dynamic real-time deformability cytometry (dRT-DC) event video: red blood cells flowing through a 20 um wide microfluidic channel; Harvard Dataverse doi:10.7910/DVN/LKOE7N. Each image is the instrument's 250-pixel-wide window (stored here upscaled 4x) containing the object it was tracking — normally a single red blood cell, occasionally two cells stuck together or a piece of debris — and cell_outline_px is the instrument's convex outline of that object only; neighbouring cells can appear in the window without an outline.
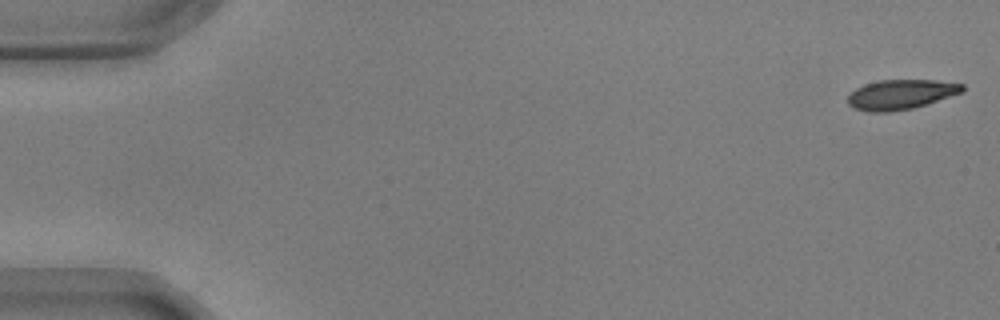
{"species": "common noctule bat (a hibernating species)", "species_latin": "Nyctalus noctula", "temperature_condition": "warm", "stored_images_in_passage": 46, "camera_frame_rate_fps": 3000, "um_per_image_px": 0.085, "animal": {"sex": "male", "body_mass_g": 17.9, "forearm_length_mm": 54.2}, "frame": {"image": 1, "passage_image": 1, "time_ms": 0.0, "image_size_px": [1000, 320], "cell_outline_px": [[964, 92], [912, 108], [892, 112], [868, 112], [856, 108], [848, 104], [848, 96], [856, 88], [864, 84], [880, 80], [936, 80], [964, 84]], "centroid_in_image_um": [76.58, 8.02], "position_along_channel_um": 8.4, "area_um2": 19.83}}
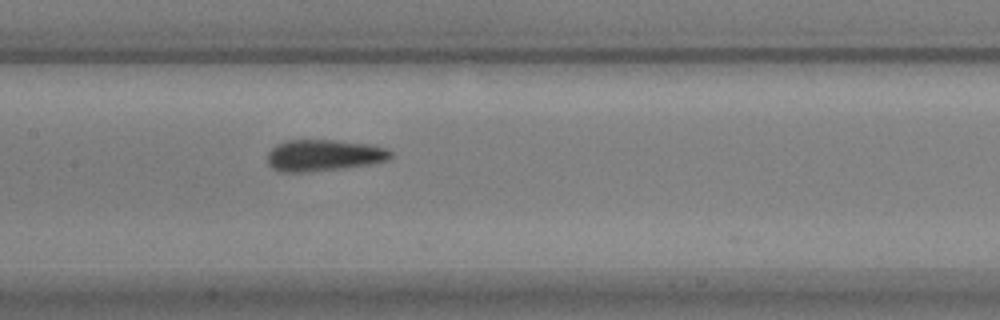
{"frame": {"image": 2, "passage_image": 27, "time_ms": 8.667, "image_size_px": [1000, 320], "cell_outline_px": [[392, 156], [388, 160], [372, 164], [344, 168], [308, 172], [280, 172], [272, 168], [268, 164], [268, 152], [276, 144], [288, 140], [332, 140], [368, 144], [384, 148], [392, 152]], "centroid_in_image_um": [27.5, 13.21], "position_along_channel_um": 179.9, "area_um2": 22.66}}
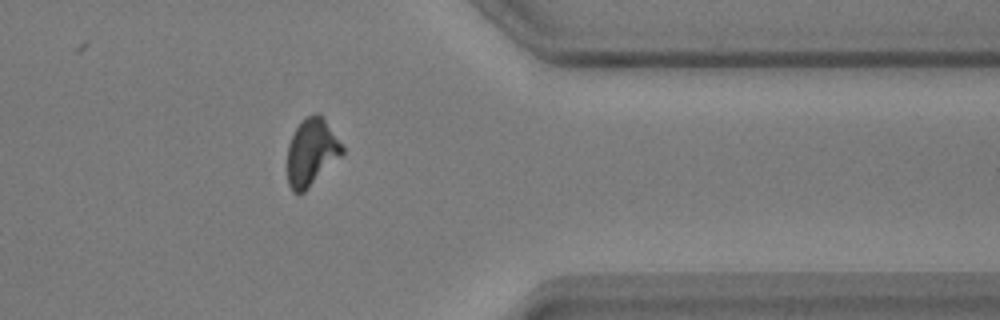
{"frame": {"image": 3, "passage_image": 45, "time_ms": 14.667, "image_size_px": [1000, 320], "cell_outline_px": [[344, 152], [304, 192], [292, 192], [288, 184], [288, 144], [296, 128], [308, 116], [316, 112], [320, 112], [324, 116], [344, 148]], "centroid_in_image_um": [26.48, 12.91], "position_along_channel_um": 384.9, "area_um2": 21.15}}